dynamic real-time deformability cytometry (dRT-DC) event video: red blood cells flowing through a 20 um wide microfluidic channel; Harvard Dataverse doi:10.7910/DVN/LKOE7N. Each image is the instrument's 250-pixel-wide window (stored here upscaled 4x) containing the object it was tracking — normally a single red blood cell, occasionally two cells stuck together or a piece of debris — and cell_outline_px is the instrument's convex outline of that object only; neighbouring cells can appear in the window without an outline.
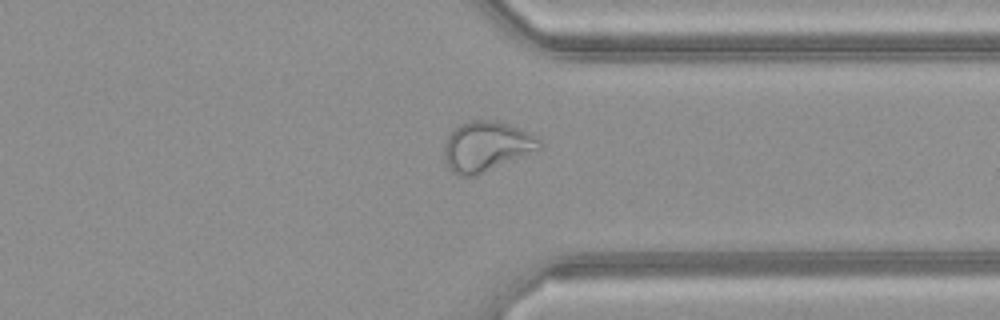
{"species": "common noctule bat (a hibernating species)", "species_latin": "Nyctalus noctula", "temperature_condition": "warm", "stored_images_in_passage": 34, "camera_frame_rate_fps": 3000, "um_per_image_px": 0.085, "animal": {"sex": "female", "body_mass_g": 21.9}, "frame": {"image": 1, "passage_image": 25, "time_ms": 8.0, "image_size_px": [1000, 320], "cell_outline_px": [[540, 148], [476, 176], [456, 176], [448, 168], [444, 156], [444, 144], [448, 136], [460, 124], [472, 120], [496, 120], [532, 132], [540, 140]], "centroid_in_image_um": [41.32, 12.44], "position_along_channel_um": 370.1, "area_um2": 27.63}}